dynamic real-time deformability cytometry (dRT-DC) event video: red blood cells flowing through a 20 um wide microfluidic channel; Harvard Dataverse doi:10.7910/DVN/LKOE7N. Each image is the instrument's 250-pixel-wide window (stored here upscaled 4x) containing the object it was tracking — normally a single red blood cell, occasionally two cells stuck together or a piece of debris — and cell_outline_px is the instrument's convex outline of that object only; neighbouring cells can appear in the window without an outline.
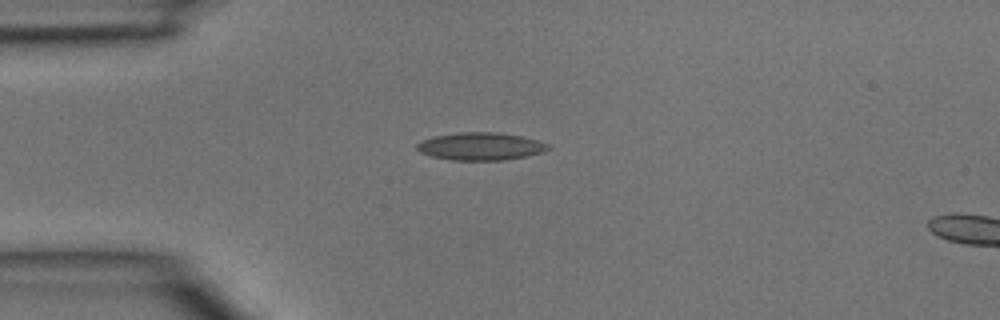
{"species": "common noctule bat (a hibernating species)", "species_latin": "Nyctalus noctula", "temperature_condition": "room temperature", "stored_images_in_passage": 35, "camera_frame_rate_fps": 3000, "um_per_image_px": 0.085, "animal": {"sex": "male", "body_mass_g": 15.6}, "frame": {"image": 1, "passage_image": 1, "time_ms": 0.0, "image_size_px": [1000, 320], "cell_outline_px": [[552, 148], [540, 152], [524, 156], [504, 160], [452, 160], [432, 156], [420, 152], [416, 148], [416, 144], [420, 140], [436, 136], [460, 132], [496, 132], [520, 136], [536, 140], [548, 144]], "centroid_in_image_um": [40.81, 12.44], "position_along_channel_um": 44.2, "area_um2": 20.92}}
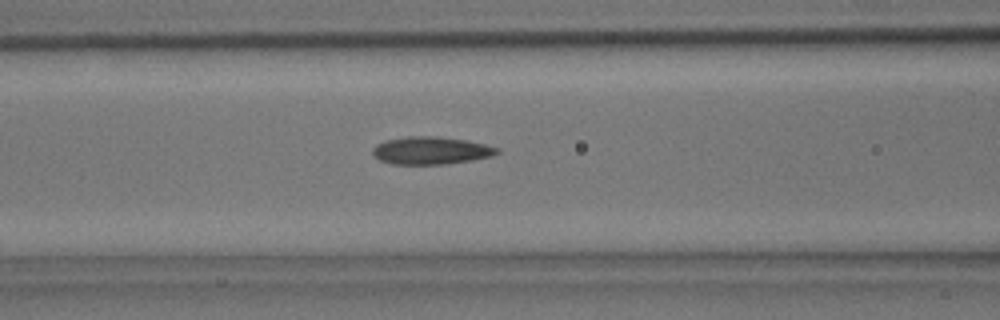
{"frame": {"image": 2, "passage_image": 8, "time_ms": 2.333, "image_size_px": [1000, 320], "cell_outline_px": [[500, 152], [492, 156], [472, 160], [444, 164], [392, 164], [380, 160], [372, 152], [372, 148], [376, 144], [384, 140], [408, 136], [436, 136], [464, 140], [484, 144], [500, 148]], "centroid_in_image_um": [36.62, 12.79], "position_along_channel_um": 130.0, "area_um2": 20.0}}
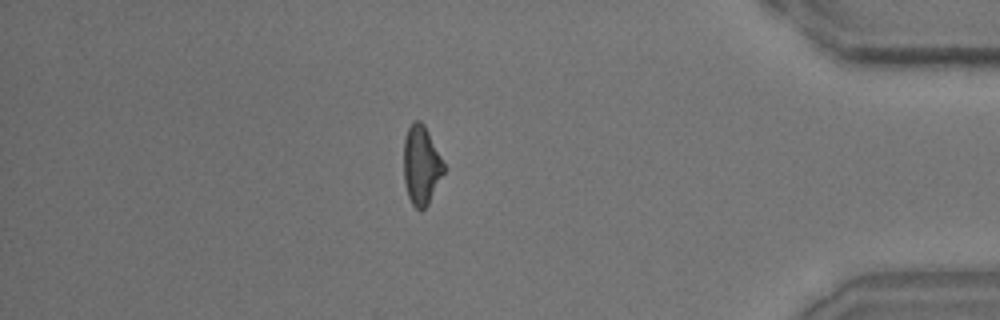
{"frame": {"image": 3, "passage_image": 29, "time_ms": 9.333, "image_size_px": [1000, 320], "cell_outline_px": [[448, 168], [428, 204], [420, 212], [412, 204], [408, 196], [404, 180], [404, 140], [408, 128], [416, 120], [420, 120], [424, 124]], "centroid_in_image_um": [35.85, 14.06], "position_along_channel_um": 399.4, "area_um2": 18.79}}